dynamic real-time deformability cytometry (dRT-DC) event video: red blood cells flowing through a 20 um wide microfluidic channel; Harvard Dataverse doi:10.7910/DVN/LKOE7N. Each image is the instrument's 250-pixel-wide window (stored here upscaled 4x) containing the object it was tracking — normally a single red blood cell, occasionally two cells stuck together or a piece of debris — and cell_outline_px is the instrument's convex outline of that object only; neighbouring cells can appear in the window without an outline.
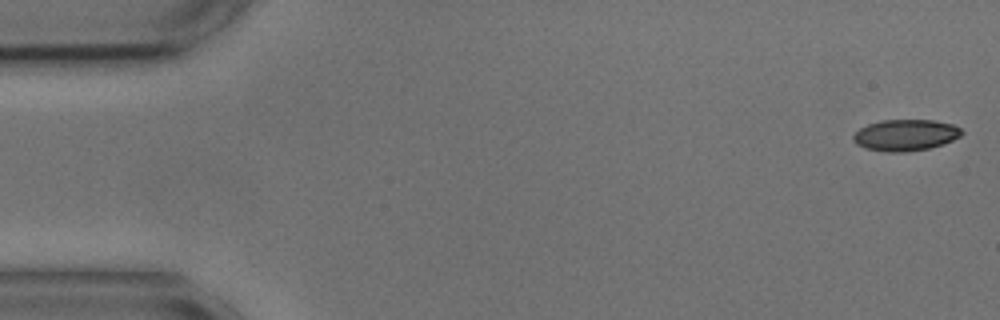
{"species": "common noctule bat (a hibernating species)", "species_latin": "Nyctalus noctula", "temperature_condition": "cold", "stored_images_in_passage": 54, "camera_frame_rate_fps": 3000, "um_per_image_px": 0.085, "animal": {"sex": "male", "body_mass_g": 17.9, "forearm_length_mm": 54.2}, "frame": {"image": 1, "passage_image": 1, "time_ms": 0.0, "image_size_px": [1000, 320], "cell_outline_px": [[964, 132], [960, 136], [952, 140], [928, 148], [904, 152], [888, 152], [864, 148], [856, 144], [852, 140], [852, 136], [860, 128], [868, 124], [880, 120], [932, 120], [952, 124], [960, 128]], "centroid_in_image_um": [76.93, 11.48], "position_along_channel_um": 8.1, "area_um2": 19.71}}
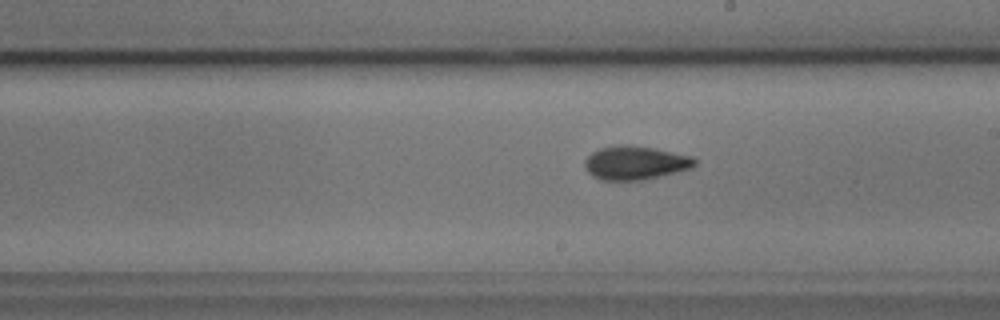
{"frame": {"image": 2, "passage_image": 30, "time_ms": 9.667, "image_size_px": [1000, 320], "cell_outline_px": [[696, 164], [692, 168], [676, 172], [640, 180], [600, 180], [592, 176], [588, 172], [584, 164], [584, 160], [592, 152], [600, 148], [616, 144], [628, 144], [656, 148], [692, 156], [696, 160]], "centroid_in_image_um": [53.98, 13.82], "position_along_channel_um": 235.0, "area_um2": 21.73}}
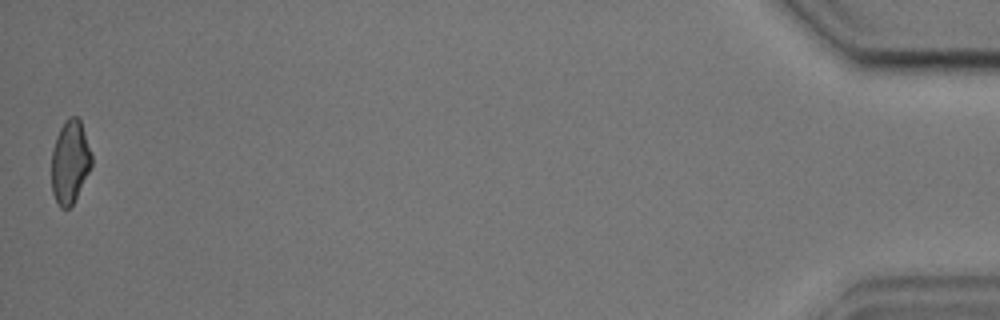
{"frame": {"image": 3, "passage_image": 54, "time_ms": 17.667, "image_size_px": [1000, 320], "cell_outline_px": [[92, 168], [72, 204], [68, 208], [60, 208], [52, 192], [52, 152], [56, 136], [64, 120], [68, 116], [76, 116], [80, 120], [92, 156]], "centroid_in_image_um": [5.95, 13.75], "position_along_channel_um": 429.2, "area_um2": 19.36}, "authors_computed_cell_mechanics": {"area_um2": 20.2589, "velocity_mm_per_s": 3.6266, "shape_relaxation_time_tau1_ms": null, "shape_relaxation_time_tau2_ms": 2.2142, "deformation_change_tau1": null, "deformation_change_tau2": 0.0846}}